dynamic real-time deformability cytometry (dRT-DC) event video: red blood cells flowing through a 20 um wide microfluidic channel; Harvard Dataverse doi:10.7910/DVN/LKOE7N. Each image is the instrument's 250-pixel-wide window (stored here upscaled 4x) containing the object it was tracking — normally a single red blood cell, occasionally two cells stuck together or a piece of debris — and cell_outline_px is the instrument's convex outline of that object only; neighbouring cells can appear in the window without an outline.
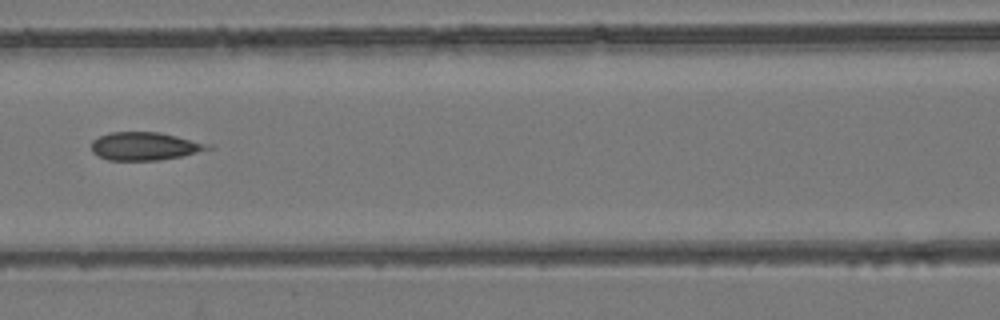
{"species": "common noctule bat (a hibernating species)", "species_latin": "Nyctalus noctula", "temperature_condition": "room temperature", "stored_images_in_passage": 4, "camera_frame_rate_fps": 3000, "um_per_image_px": 0.085, "animal": {"sex": "female", "body_mass_g": 24.6, "forearm_length_mm": 56.2}, "frame": {"image": 1, "passage_image": 4, "time_ms": 3.333, "image_size_px": [1000, 320], "cell_outline_px": [[212, 148], [180, 156], [160, 160], [108, 160], [92, 152], [92, 140], [108, 132], [160, 132], [176, 136], [204, 144]], "centroid_in_image_um": [12.2, 12.42], "position_along_channel_um": 154.4, "area_um2": 18.55}}